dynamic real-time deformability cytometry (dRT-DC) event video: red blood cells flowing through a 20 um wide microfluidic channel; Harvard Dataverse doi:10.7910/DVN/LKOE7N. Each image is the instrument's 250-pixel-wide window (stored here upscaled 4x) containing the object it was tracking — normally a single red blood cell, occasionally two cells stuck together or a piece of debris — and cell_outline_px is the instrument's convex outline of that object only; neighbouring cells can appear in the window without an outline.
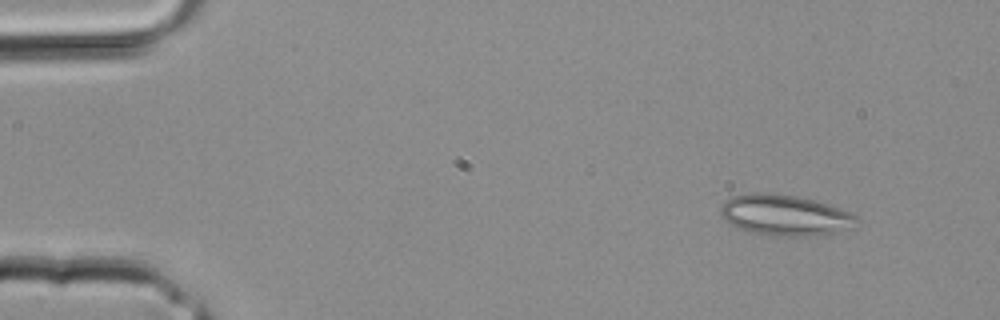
{"species": "common noctule bat (a hibernating species)", "species_latin": "Nyctalus noctula", "temperature_condition": "room temperature", "stored_images_in_passage": 3, "camera_frame_rate_fps": 3000, "um_per_image_px": 0.085, "animal": {"sex": "male", "body_mass_g": 20.4}, "frame": {"image": 1, "passage_image": 1, "time_ms": 0.0, "image_size_px": [1000, 320], "cell_outline_px": [[860, 220], [852, 228], [824, 236], [772, 236], [748, 232], [724, 220], [720, 216], [720, 208], [724, 200], [732, 196], [756, 192], [760, 192], [796, 196], [828, 204], [852, 212]], "centroid_in_image_um": [66.74, 18.31], "position_along_channel_um": 18.3, "area_um2": 32.83}}